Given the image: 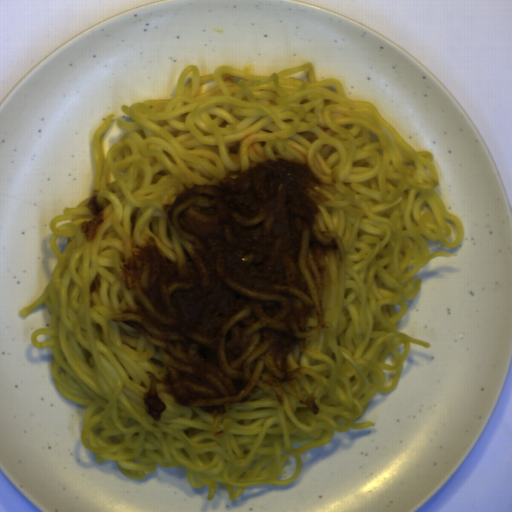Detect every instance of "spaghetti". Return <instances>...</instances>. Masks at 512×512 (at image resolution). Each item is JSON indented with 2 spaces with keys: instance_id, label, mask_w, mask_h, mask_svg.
I'll return each mask as SVG.
<instances>
[{
  "instance_id": "c7327b10",
  "label": "spaghetti",
  "mask_w": 512,
  "mask_h": 512,
  "mask_svg": "<svg viewBox=\"0 0 512 512\" xmlns=\"http://www.w3.org/2000/svg\"><path fill=\"white\" fill-rule=\"evenodd\" d=\"M116 119L127 131L103 153L109 114L92 137L93 187L75 208L65 207L49 222V247L57 257L45 291L20 315L45 305L48 328L30 338L35 348L51 347L55 389L83 405L81 442L97 463L116 461L135 480L161 467H183L188 483H217L231 500L252 485L285 486L299 478L301 453L333 441L334 432L366 429L356 423L372 396L397 386L412 344L430 343L398 332L422 279L412 276L433 257L423 239L455 248L464 240L460 218L447 211L436 188L439 172L428 151L413 150L374 103L348 98L337 78L317 81L313 63L272 74L251 67H216L203 74L183 69L173 98L147 99ZM240 142L239 154L228 153ZM268 158L301 159L324 182L326 201L316 223L332 231L344 260L330 259V281L323 294L326 326L312 334L308 349L290 354L300 367L299 390L279 405L272 392H260L223 418L180 406L167 393L161 354L154 344L123 322L111 321L132 293L120 268L137 245L155 236L166 257L191 247L181 239L163 205L174 202L182 183H211ZM95 190L105 221L86 241L81 223L92 219L86 207ZM447 220L456 223V242ZM69 237L60 253L56 240ZM97 282L90 295L89 285ZM50 341L37 342L38 335ZM391 353L396 366L384 363ZM396 370L384 386V370ZM151 371L167 409L161 422L145 414L143 395ZM314 394L319 414L300 399ZM289 454L294 475L276 481Z\"/></svg>"
}]
</instances>
